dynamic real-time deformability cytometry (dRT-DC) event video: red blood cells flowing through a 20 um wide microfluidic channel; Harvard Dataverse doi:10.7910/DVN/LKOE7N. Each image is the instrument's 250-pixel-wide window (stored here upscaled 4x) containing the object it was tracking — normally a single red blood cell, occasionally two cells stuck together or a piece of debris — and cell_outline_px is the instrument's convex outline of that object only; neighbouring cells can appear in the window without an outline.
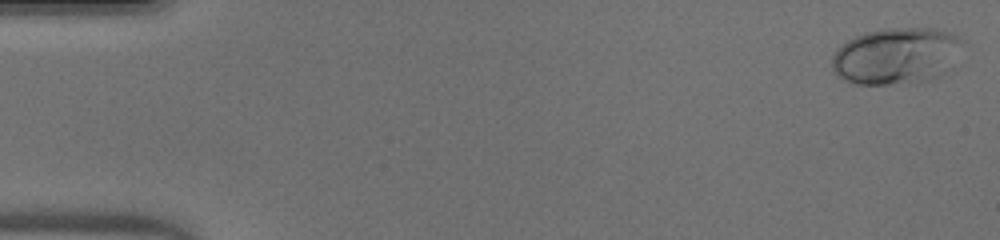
{"species": "human", "species_latin": "Homo sapiens", "temperature_condition": "warm", "stored_images_in_passage": 51, "camera_frame_rate_fps": 3000, "um_per_image_px": 0.085, "donor": {"sex": "male"}, "frame": {"image": 1, "passage_image": 2, "time_ms": 0.333, "image_size_px": [1000, 240], "cell_outline_px": [[960, 40], [944, 72], [928, 80], [888, 84], [856, 84], [844, 80], [832, 72], [832, 56], [848, 40], [864, 32], [884, 28], [936, 28], [956, 36]], "centroid_in_image_um": [76.04, 4.74], "position_along_channel_um": 9.0, "area_um2": 41.79}}
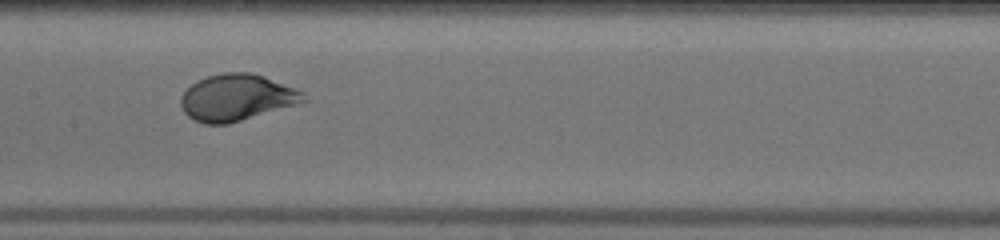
{"frame": {"image": 2, "passage_image": 26, "time_ms": 8.333, "image_size_px": [1000, 240], "cell_outline_px": [[308, 100], [296, 104], [228, 124], [204, 124], [192, 120], [184, 112], [180, 104], [180, 96], [196, 80], [208, 76], [224, 72], [252, 72], [264, 76], [304, 92]], "centroid_in_image_um": [20.08, 8.29], "position_along_channel_um": 187.3, "area_um2": 33.23}}
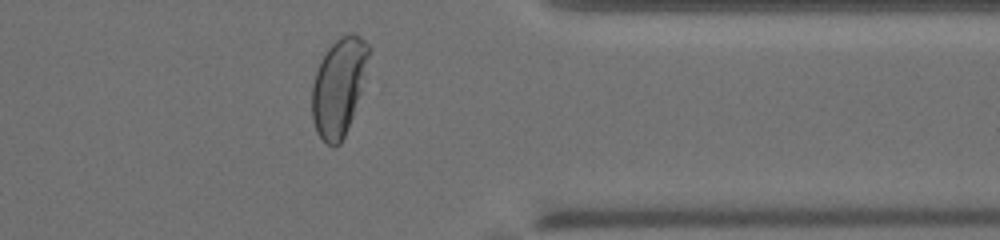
{"frame": {"image": 3, "passage_image": 41, "time_ms": 13.333, "image_size_px": [1000, 240], "cell_outline_px": [[372, 48], [360, 92], [348, 128], [340, 144], [336, 148], [332, 148], [316, 132], [312, 120], [312, 84], [320, 60], [324, 52], [340, 36], [352, 32], [360, 36]], "centroid_in_image_um": [28.79, 7.36], "position_along_channel_um": 382.6, "area_um2": 32.37}, "authors_computed_cell_mechanics": {"area_um2": 33.9864, "velocity_mm_per_s": 4.1155, "shape_relaxation_time_tau1_ms": 3.4204, "shape_relaxation_time_tau2_ms": null, "deformation_change_tau1": 0.2222, "deformation_change_tau2": null}}